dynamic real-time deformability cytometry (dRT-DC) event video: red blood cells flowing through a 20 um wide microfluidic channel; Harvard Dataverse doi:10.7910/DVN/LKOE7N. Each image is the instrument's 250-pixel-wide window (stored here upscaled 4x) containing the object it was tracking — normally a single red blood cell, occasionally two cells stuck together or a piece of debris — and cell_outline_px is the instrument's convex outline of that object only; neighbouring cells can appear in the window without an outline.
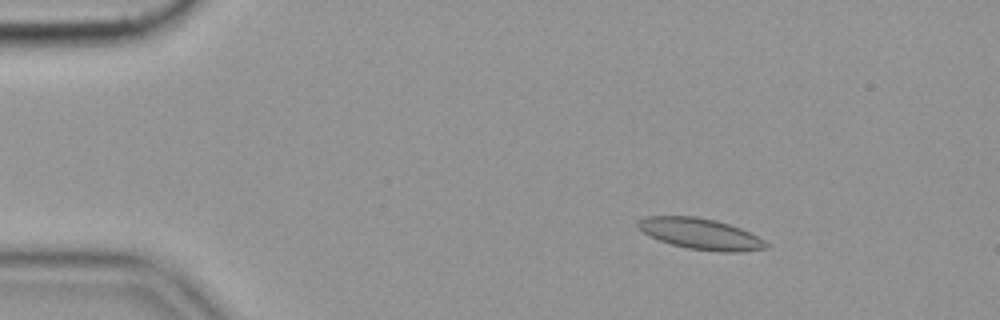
{"species": "common noctule bat (a hibernating species)", "species_latin": "Nyctalus noctula", "temperature_condition": "cold", "stored_images_in_passage": 57, "camera_frame_rate_fps": 3000, "um_per_image_px": 0.085, "animal": {"sex": "female", "body_mass_g": 19.9}, "frame": {"image": 1, "passage_image": 9, "time_ms": 2.667, "image_size_px": [1000, 320], "cell_outline_px": [[768, 248], [740, 252], [720, 252], [688, 248], [672, 244], [648, 236], [636, 228], [636, 220], [644, 216], [696, 216], [716, 220], [740, 228], [764, 240], [768, 244]], "centroid_in_image_um": [59.48, 19.87], "position_along_channel_um": 25.5, "area_um2": 23.29}}
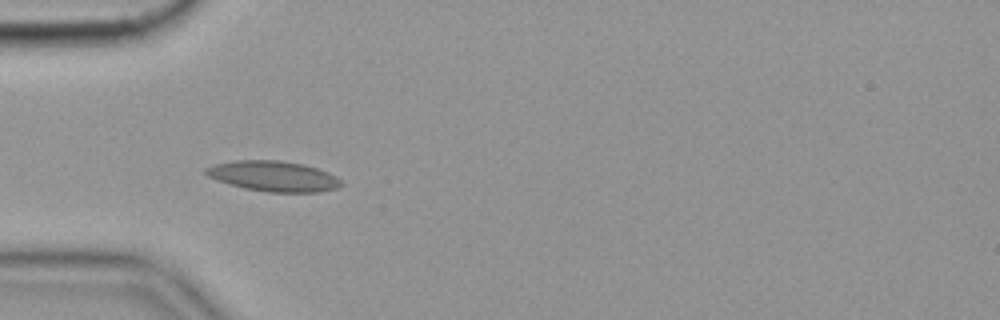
{"frame": {"image": 2, "passage_image": 18, "time_ms": 5.667, "image_size_px": [1000, 320], "cell_outline_px": [[344, 184], [336, 188], [320, 192], [268, 192], [244, 188], [216, 180], [208, 176], [204, 172], [204, 168], [212, 164], [236, 160], [280, 160], [304, 164], [328, 172], [336, 176]], "centroid_in_image_um": [23.23, 14.97], "position_along_channel_um": 61.8, "area_um2": 24.1}}
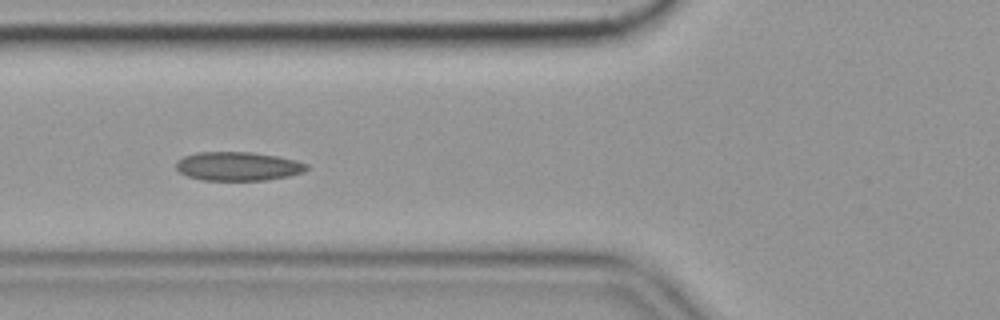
{"frame": {"image": 3, "passage_image": 22, "time_ms": 7.0, "image_size_px": [1000, 320], "cell_outline_px": [[308, 168], [304, 172], [288, 176], [264, 180], [204, 180], [188, 176], [180, 172], [176, 168], [176, 160], [184, 156], [196, 152], [252, 152], [276, 156], [296, 160], [308, 164]], "centroid_in_image_um": [20.22, 14.12], "position_along_channel_um": 105.6, "area_um2": 21.91}, "authors_computed_cell_mechanics": {"area_um2": 21.9062, "velocity_mm_per_s": 3.5076, "shape_relaxation_time_tau1_ms": null, "shape_relaxation_time_tau2_ms": 4.1911, "deformation_change_tau1": null, "deformation_change_tau2": 0.0936}}